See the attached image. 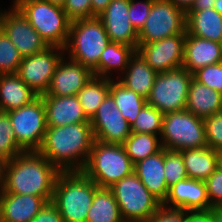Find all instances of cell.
<instances>
[{
	"mask_svg": "<svg viewBox=\"0 0 222 222\" xmlns=\"http://www.w3.org/2000/svg\"><path fill=\"white\" fill-rule=\"evenodd\" d=\"M90 122L65 126H47L38 150L60 172L82 171L94 142Z\"/></svg>",
	"mask_w": 222,
	"mask_h": 222,
	"instance_id": "1",
	"label": "cell"
},
{
	"mask_svg": "<svg viewBox=\"0 0 222 222\" xmlns=\"http://www.w3.org/2000/svg\"><path fill=\"white\" fill-rule=\"evenodd\" d=\"M59 173L39 151H23L6 161L2 189L7 193L40 196L49 202Z\"/></svg>",
	"mask_w": 222,
	"mask_h": 222,
	"instance_id": "2",
	"label": "cell"
},
{
	"mask_svg": "<svg viewBox=\"0 0 222 222\" xmlns=\"http://www.w3.org/2000/svg\"><path fill=\"white\" fill-rule=\"evenodd\" d=\"M99 187L83 171L60 172L52 202L63 222H86L87 213Z\"/></svg>",
	"mask_w": 222,
	"mask_h": 222,
	"instance_id": "3",
	"label": "cell"
},
{
	"mask_svg": "<svg viewBox=\"0 0 222 222\" xmlns=\"http://www.w3.org/2000/svg\"><path fill=\"white\" fill-rule=\"evenodd\" d=\"M109 42L104 24L98 17L74 20L70 24L65 55L93 71Z\"/></svg>",
	"mask_w": 222,
	"mask_h": 222,
	"instance_id": "4",
	"label": "cell"
},
{
	"mask_svg": "<svg viewBox=\"0 0 222 222\" xmlns=\"http://www.w3.org/2000/svg\"><path fill=\"white\" fill-rule=\"evenodd\" d=\"M100 188H110L134 172V163L121 144L94 140L89 159L82 170Z\"/></svg>",
	"mask_w": 222,
	"mask_h": 222,
	"instance_id": "5",
	"label": "cell"
},
{
	"mask_svg": "<svg viewBox=\"0 0 222 222\" xmlns=\"http://www.w3.org/2000/svg\"><path fill=\"white\" fill-rule=\"evenodd\" d=\"M15 7L40 34L48 46L65 48L71 20L62 6L47 0H22Z\"/></svg>",
	"mask_w": 222,
	"mask_h": 222,
	"instance_id": "6",
	"label": "cell"
},
{
	"mask_svg": "<svg viewBox=\"0 0 222 222\" xmlns=\"http://www.w3.org/2000/svg\"><path fill=\"white\" fill-rule=\"evenodd\" d=\"M110 189L124 222L148 221L162 205L134 172L115 183Z\"/></svg>",
	"mask_w": 222,
	"mask_h": 222,
	"instance_id": "7",
	"label": "cell"
},
{
	"mask_svg": "<svg viewBox=\"0 0 222 222\" xmlns=\"http://www.w3.org/2000/svg\"><path fill=\"white\" fill-rule=\"evenodd\" d=\"M160 140L162 148L173 151L208 146L203 119L186 109L163 114Z\"/></svg>",
	"mask_w": 222,
	"mask_h": 222,
	"instance_id": "8",
	"label": "cell"
},
{
	"mask_svg": "<svg viewBox=\"0 0 222 222\" xmlns=\"http://www.w3.org/2000/svg\"><path fill=\"white\" fill-rule=\"evenodd\" d=\"M193 74L183 67L156 75L147 104L162 114L185 110L188 88Z\"/></svg>",
	"mask_w": 222,
	"mask_h": 222,
	"instance_id": "9",
	"label": "cell"
},
{
	"mask_svg": "<svg viewBox=\"0 0 222 222\" xmlns=\"http://www.w3.org/2000/svg\"><path fill=\"white\" fill-rule=\"evenodd\" d=\"M6 113L10 117L17 144L24 151H38L47 129L42 97L38 96L30 104Z\"/></svg>",
	"mask_w": 222,
	"mask_h": 222,
	"instance_id": "10",
	"label": "cell"
},
{
	"mask_svg": "<svg viewBox=\"0 0 222 222\" xmlns=\"http://www.w3.org/2000/svg\"><path fill=\"white\" fill-rule=\"evenodd\" d=\"M187 33L186 12L169 0H154L144 26L138 32V45Z\"/></svg>",
	"mask_w": 222,
	"mask_h": 222,
	"instance_id": "11",
	"label": "cell"
},
{
	"mask_svg": "<svg viewBox=\"0 0 222 222\" xmlns=\"http://www.w3.org/2000/svg\"><path fill=\"white\" fill-rule=\"evenodd\" d=\"M64 55V48L49 46L40 53L24 57L16 74L38 96L44 95L50 86L56 67Z\"/></svg>",
	"mask_w": 222,
	"mask_h": 222,
	"instance_id": "12",
	"label": "cell"
},
{
	"mask_svg": "<svg viewBox=\"0 0 222 222\" xmlns=\"http://www.w3.org/2000/svg\"><path fill=\"white\" fill-rule=\"evenodd\" d=\"M3 9L0 7V28L23 58L40 53L49 47L15 6H9L8 10Z\"/></svg>",
	"mask_w": 222,
	"mask_h": 222,
	"instance_id": "13",
	"label": "cell"
},
{
	"mask_svg": "<svg viewBox=\"0 0 222 222\" xmlns=\"http://www.w3.org/2000/svg\"><path fill=\"white\" fill-rule=\"evenodd\" d=\"M94 139L106 144H123L131 134L130 125L108 94L90 120Z\"/></svg>",
	"mask_w": 222,
	"mask_h": 222,
	"instance_id": "14",
	"label": "cell"
},
{
	"mask_svg": "<svg viewBox=\"0 0 222 222\" xmlns=\"http://www.w3.org/2000/svg\"><path fill=\"white\" fill-rule=\"evenodd\" d=\"M186 33L138 45L137 52L158 74L183 67Z\"/></svg>",
	"mask_w": 222,
	"mask_h": 222,
	"instance_id": "15",
	"label": "cell"
},
{
	"mask_svg": "<svg viewBox=\"0 0 222 222\" xmlns=\"http://www.w3.org/2000/svg\"><path fill=\"white\" fill-rule=\"evenodd\" d=\"M129 0H112L97 16L104 24L110 42L138 48V32L133 27L129 15Z\"/></svg>",
	"mask_w": 222,
	"mask_h": 222,
	"instance_id": "16",
	"label": "cell"
},
{
	"mask_svg": "<svg viewBox=\"0 0 222 222\" xmlns=\"http://www.w3.org/2000/svg\"><path fill=\"white\" fill-rule=\"evenodd\" d=\"M93 76L94 73L90 68L64 55L59 61L50 86L44 95H77Z\"/></svg>",
	"mask_w": 222,
	"mask_h": 222,
	"instance_id": "17",
	"label": "cell"
},
{
	"mask_svg": "<svg viewBox=\"0 0 222 222\" xmlns=\"http://www.w3.org/2000/svg\"><path fill=\"white\" fill-rule=\"evenodd\" d=\"M162 205L185 211L209 210L210 201L205 181L192 178L178 181L169 188Z\"/></svg>",
	"mask_w": 222,
	"mask_h": 222,
	"instance_id": "18",
	"label": "cell"
},
{
	"mask_svg": "<svg viewBox=\"0 0 222 222\" xmlns=\"http://www.w3.org/2000/svg\"><path fill=\"white\" fill-rule=\"evenodd\" d=\"M46 110V125L52 127L90 122L77 95H41Z\"/></svg>",
	"mask_w": 222,
	"mask_h": 222,
	"instance_id": "19",
	"label": "cell"
},
{
	"mask_svg": "<svg viewBox=\"0 0 222 222\" xmlns=\"http://www.w3.org/2000/svg\"><path fill=\"white\" fill-rule=\"evenodd\" d=\"M46 204L35 195L0 193V222H30Z\"/></svg>",
	"mask_w": 222,
	"mask_h": 222,
	"instance_id": "20",
	"label": "cell"
},
{
	"mask_svg": "<svg viewBox=\"0 0 222 222\" xmlns=\"http://www.w3.org/2000/svg\"><path fill=\"white\" fill-rule=\"evenodd\" d=\"M222 62V43L186 33L183 68L193 74L200 68Z\"/></svg>",
	"mask_w": 222,
	"mask_h": 222,
	"instance_id": "21",
	"label": "cell"
},
{
	"mask_svg": "<svg viewBox=\"0 0 222 222\" xmlns=\"http://www.w3.org/2000/svg\"><path fill=\"white\" fill-rule=\"evenodd\" d=\"M165 148L154 155L141 159L134 164V173L145 185L149 192L163 203L169 188L165 181Z\"/></svg>",
	"mask_w": 222,
	"mask_h": 222,
	"instance_id": "22",
	"label": "cell"
},
{
	"mask_svg": "<svg viewBox=\"0 0 222 222\" xmlns=\"http://www.w3.org/2000/svg\"><path fill=\"white\" fill-rule=\"evenodd\" d=\"M37 97L16 73L0 74V112L19 109Z\"/></svg>",
	"mask_w": 222,
	"mask_h": 222,
	"instance_id": "23",
	"label": "cell"
},
{
	"mask_svg": "<svg viewBox=\"0 0 222 222\" xmlns=\"http://www.w3.org/2000/svg\"><path fill=\"white\" fill-rule=\"evenodd\" d=\"M185 109L202 119L220 113L222 112V93L192 78Z\"/></svg>",
	"mask_w": 222,
	"mask_h": 222,
	"instance_id": "24",
	"label": "cell"
},
{
	"mask_svg": "<svg viewBox=\"0 0 222 222\" xmlns=\"http://www.w3.org/2000/svg\"><path fill=\"white\" fill-rule=\"evenodd\" d=\"M156 75L157 73L136 51L130 58L127 69L117 80L127 89L147 99L151 93Z\"/></svg>",
	"mask_w": 222,
	"mask_h": 222,
	"instance_id": "25",
	"label": "cell"
},
{
	"mask_svg": "<svg viewBox=\"0 0 222 222\" xmlns=\"http://www.w3.org/2000/svg\"><path fill=\"white\" fill-rule=\"evenodd\" d=\"M135 52L136 49L134 47L109 42L101 54L98 66L93 70L94 76L111 80L118 79L127 69L129 60Z\"/></svg>",
	"mask_w": 222,
	"mask_h": 222,
	"instance_id": "26",
	"label": "cell"
},
{
	"mask_svg": "<svg viewBox=\"0 0 222 222\" xmlns=\"http://www.w3.org/2000/svg\"><path fill=\"white\" fill-rule=\"evenodd\" d=\"M188 34L222 43V15L214 8L186 12Z\"/></svg>",
	"mask_w": 222,
	"mask_h": 222,
	"instance_id": "27",
	"label": "cell"
},
{
	"mask_svg": "<svg viewBox=\"0 0 222 222\" xmlns=\"http://www.w3.org/2000/svg\"><path fill=\"white\" fill-rule=\"evenodd\" d=\"M188 178L206 181L218 168L219 152L208 146L180 151Z\"/></svg>",
	"mask_w": 222,
	"mask_h": 222,
	"instance_id": "28",
	"label": "cell"
},
{
	"mask_svg": "<svg viewBox=\"0 0 222 222\" xmlns=\"http://www.w3.org/2000/svg\"><path fill=\"white\" fill-rule=\"evenodd\" d=\"M86 222H124L110 188H98L87 213Z\"/></svg>",
	"mask_w": 222,
	"mask_h": 222,
	"instance_id": "29",
	"label": "cell"
},
{
	"mask_svg": "<svg viewBox=\"0 0 222 222\" xmlns=\"http://www.w3.org/2000/svg\"><path fill=\"white\" fill-rule=\"evenodd\" d=\"M109 94L113 97L116 107L131 126L147 100L136 92L127 89L117 79H110Z\"/></svg>",
	"mask_w": 222,
	"mask_h": 222,
	"instance_id": "30",
	"label": "cell"
},
{
	"mask_svg": "<svg viewBox=\"0 0 222 222\" xmlns=\"http://www.w3.org/2000/svg\"><path fill=\"white\" fill-rule=\"evenodd\" d=\"M110 91V79L93 76L77 93L86 117L91 120Z\"/></svg>",
	"mask_w": 222,
	"mask_h": 222,
	"instance_id": "31",
	"label": "cell"
},
{
	"mask_svg": "<svg viewBox=\"0 0 222 222\" xmlns=\"http://www.w3.org/2000/svg\"><path fill=\"white\" fill-rule=\"evenodd\" d=\"M122 145L134 164L141 159L156 154L162 149L160 136L146 133L131 132Z\"/></svg>",
	"mask_w": 222,
	"mask_h": 222,
	"instance_id": "32",
	"label": "cell"
},
{
	"mask_svg": "<svg viewBox=\"0 0 222 222\" xmlns=\"http://www.w3.org/2000/svg\"><path fill=\"white\" fill-rule=\"evenodd\" d=\"M163 114L155 107L145 104L130 126L132 133H146L161 136Z\"/></svg>",
	"mask_w": 222,
	"mask_h": 222,
	"instance_id": "33",
	"label": "cell"
},
{
	"mask_svg": "<svg viewBox=\"0 0 222 222\" xmlns=\"http://www.w3.org/2000/svg\"><path fill=\"white\" fill-rule=\"evenodd\" d=\"M23 151L15 139L9 115L0 112V156L9 161Z\"/></svg>",
	"mask_w": 222,
	"mask_h": 222,
	"instance_id": "34",
	"label": "cell"
},
{
	"mask_svg": "<svg viewBox=\"0 0 222 222\" xmlns=\"http://www.w3.org/2000/svg\"><path fill=\"white\" fill-rule=\"evenodd\" d=\"M23 57L0 28V74L16 73Z\"/></svg>",
	"mask_w": 222,
	"mask_h": 222,
	"instance_id": "35",
	"label": "cell"
},
{
	"mask_svg": "<svg viewBox=\"0 0 222 222\" xmlns=\"http://www.w3.org/2000/svg\"><path fill=\"white\" fill-rule=\"evenodd\" d=\"M164 169L165 181L168 188L178 181L188 178L182 153L180 151L165 149Z\"/></svg>",
	"mask_w": 222,
	"mask_h": 222,
	"instance_id": "36",
	"label": "cell"
},
{
	"mask_svg": "<svg viewBox=\"0 0 222 222\" xmlns=\"http://www.w3.org/2000/svg\"><path fill=\"white\" fill-rule=\"evenodd\" d=\"M208 147L222 152V112L203 119Z\"/></svg>",
	"mask_w": 222,
	"mask_h": 222,
	"instance_id": "37",
	"label": "cell"
},
{
	"mask_svg": "<svg viewBox=\"0 0 222 222\" xmlns=\"http://www.w3.org/2000/svg\"><path fill=\"white\" fill-rule=\"evenodd\" d=\"M193 78L201 84L222 93V62L198 69L193 73Z\"/></svg>",
	"mask_w": 222,
	"mask_h": 222,
	"instance_id": "38",
	"label": "cell"
},
{
	"mask_svg": "<svg viewBox=\"0 0 222 222\" xmlns=\"http://www.w3.org/2000/svg\"><path fill=\"white\" fill-rule=\"evenodd\" d=\"M154 0H129V19L137 32L145 24Z\"/></svg>",
	"mask_w": 222,
	"mask_h": 222,
	"instance_id": "39",
	"label": "cell"
},
{
	"mask_svg": "<svg viewBox=\"0 0 222 222\" xmlns=\"http://www.w3.org/2000/svg\"><path fill=\"white\" fill-rule=\"evenodd\" d=\"M63 9L71 21L95 17L92 14L91 0H66Z\"/></svg>",
	"mask_w": 222,
	"mask_h": 222,
	"instance_id": "40",
	"label": "cell"
},
{
	"mask_svg": "<svg viewBox=\"0 0 222 222\" xmlns=\"http://www.w3.org/2000/svg\"><path fill=\"white\" fill-rule=\"evenodd\" d=\"M210 209L222 207V171L217 168L205 181Z\"/></svg>",
	"mask_w": 222,
	"mask_h": 222,
	"instance_id": "41",
	"label": "cell"
},
{
	"mask_svg": "<svg viewBox=\"0 0 222 222\" xmlns=\"http://www.w3.org/2000/svg\"><path fill=\"white\" fill-rule=\"evenodd\" d=\"M187 211L161 205L159 210L145 222H186Z\"/></svg>",
	"mask_w": 222,
	"mask_h": 222,
	"instance_id": "42",
	"label": "cell"
},
{
	"mask_svg": "<svg viewBox=\"0 0 222 222\" xmlns=\"http://www.w3.org/2000/svg\"><path fill=\"white\" fill-rule=\"evenodd\" d=\"M30 222H63V219L56 205L49 201Z\"/></svg>",
	"mask_w": 222,
	"mask_h": 222,
	"instance_id": "43",
	"label": "cell"
},
{
	"mask_svg": "<svg viewBox=\"0 0 222 222\" xmlns=\"http://www.w3.org/2000/svg\"><path fill=\"white\" fill-rule=\"evenodd\" d=\"M186 222H212V208L209 210L187 211Z\"/></svg>",
	"mask_w": 222,
	"mask_h": 222,
	"instance_id": "44",
	"label": "cell"
},
{
	"mask_svg": "<svg viewBox=\"0 0 222 222\" xmlns=\"http://www.w3.org/2000/svg\"><path fill=\"white\" fill-rule=\"evenodd\" d=\"M112 0H91L92 14L99 16Z\"/></svg>",
	"mask_w": 222,
	"mask_h": 222,
	"instance_id": "45",
	"label": "cell"
},
{
	"mask_svg": "<svg viewBox=\"0 0 222 222\" xmlns=\"http://www.w3.org/2000/svg\"><path fill=\"white\" fill-rule=\"evenodd\" d=\"M216 0H194L193 5L188 11H201L207 8H213Z\"/></svg>",
	"mask_w": 222,
	"mask_h": 222,
	"instance_id": "46",
	"label": "cell"
},
{
	"mask_svg": "<svg viewBox=\"0 0 222 222\" xmlns=\"http://www.w3.org/2000/svg\"><path fill=\"white\" fill-rule=\"evenodd\" d=\"M171 1L176 7L181 8L185 12H187L194 3V0H169Z\"/></svg>",
	"mask_w": 222,
	"mask_h": 222,
	"instance_id": "47",
	"label": "cell"
},
{
	"mask_svg": "<svg viewBox=\"0 0 222 222\" xmlns=\"http://www.w3.org/2000/svg\"><path fill=\"white\" fill-rule=\"evenodd\" d=\"M212 222H222V207L212 208Z\"/></svg>",
	"mask_w": 222,
	"mask_h": 222,
	"instance_id": "48",
	"label": "cell"
},
{
	"mask_svg": "<svg viewBox=\"0 0 222 222\" xmlns=\"http://www.w3.org/2000/svg\"><path fill=\"white\" fill-rule=\"evenodd\" d=\"M5 164H6V160L0 156V181L1 182H3L4 180Z\"/></svg>",
	"mask_w": 222,
	"mask_h": 222,
	"instance_id": "49",
	"label": "cell"
},
{
	"mask_svg": "<svg viewBox=\"0 0 222 222\" xmlns=\"http://www.w3.org/2000/svg\"><path fill=\"white\" fill-rule=\"evenodd\" d=\"M213 8L222 15V0H216Z\"/></svg>",
	"mask_w": 222,
	"mask_h": 222,
	"instance_id": "50",
	"label": "cell"
},
{
	"mask_svg": "<svg viewBox=\"0 0 222 222\" xmlns=\"http://www.w3.org/2000/svg\"><path fill=\"white\" fill-rule=\"evenodd\" d=\"M48 2H51L54 5L64 6L66 3V0H47Z\"/></svg>",
	"mask_w": 222,
	"mask_h": 222,
	"instance_id": "51",
	"label": "cell"
},
{
	"mask_svg": "<svg viewBox=\"0 0 222 222\" xmlns=\"http://www.w3.org/2000/svg\"><path fill=\"white\" fill-rule=\"evenodd\" d=\"M218 168L222 171V152H219Z\"/></svg>",
	"mask_w": 222,
	"mask_h": 222,
	"instance_id": "52",
	"label": "cell"
},
{
	"mask_svg": "<svg viewBox=\"0 0 222 222\" xmlns=\"http://www.w3.org/2000/svg\"><path fill=\"white\" fill-rule=\"evenodd\" d=\"M20 1H22V0H13V2H11L12 5H10V6H15Z\"/></svg>",
	"mask_w": 222,
	"mask_h": 222,
	"instance_id": "53",
	"label": "cell"
},
{
	"mask_svg": "<svg viewBox=\"0 0 222 222\" xmlns=\"http://www.w3.org/2000/svg\"><path fill=\"white\" fill-rule=\"evenodd\" d=\"M1 190H2V182L0 181V193H1Z\"/></svg>",
	"mask_w": 222,
	"mask_h": 222,
	"instance_id": "54",
	"label": "cell"
}]
</instances>
